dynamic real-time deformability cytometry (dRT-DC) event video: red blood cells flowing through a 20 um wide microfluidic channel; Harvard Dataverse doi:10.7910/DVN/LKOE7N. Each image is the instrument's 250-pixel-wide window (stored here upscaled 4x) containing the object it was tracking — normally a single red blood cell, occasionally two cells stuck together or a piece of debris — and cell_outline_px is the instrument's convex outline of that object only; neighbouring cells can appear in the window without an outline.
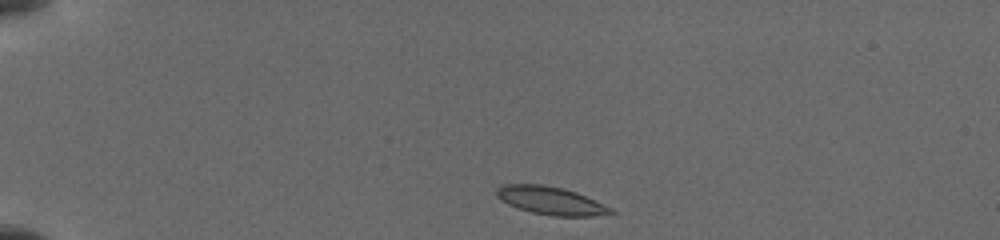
{"species": "common noctule bat (a hibernating species)", "species_latin": "Nyctalus noctula", "temperature_condition": "cold", "stored_images_in_passage": 18, "camera_frame_rate_fps": 3000, "um_per_image_px": 0.085, "animal": {"sex": "female", "body_mass_g": 19.5, "forearm_length_mm": 54.1}, "frame": {"image": 1, "passage_image": 1, "time_ms": 0.0, "image_size_px": [1000, 240], "cell_outline_px": [[616, 212], [592, 216], [552, 216], [532, 212], [508, 204], [500, 200], [496, 196], [496, 188], [504, 184], [544, 184], [564, 188], [576, 192], [612, 208]], "centroid_in_image_um": [46.79, 17.04], "position_along_channel_um": 38.2, "area_um2": 18.55}}
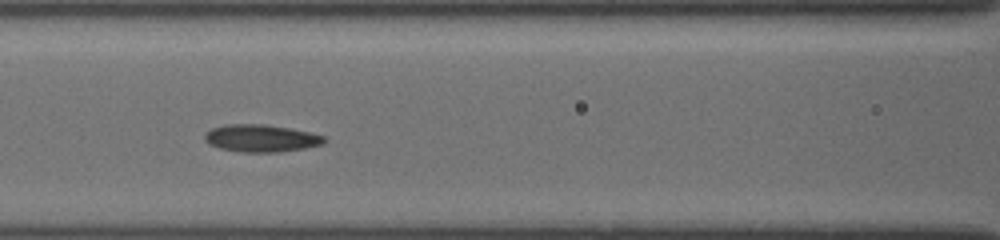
{"frame": {"image": 2, "passage_image": 8, "time_ms": 4.333, "image_size_px": [1000, 240], "cell_outline_px": [[328, 140], [324, 144], [304, 148], [280, 152], [240, 152], [220, 148], [208, 144], [204, 140], [204, 132], [212, 128], [224, 124], [264, 124], [288, 128], [328, 136]], "centroid_in_image_um": [22.19, 11.75], "position_along_channel_um": 144.4, "area_um2": 19.31}}
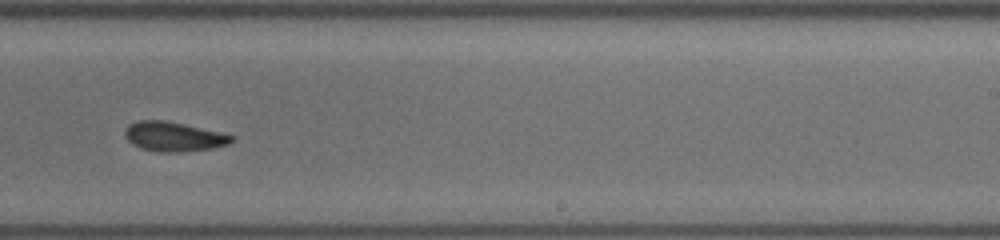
{"frame": {"image": 3, "passage_image": 16, "time_ms": 7.667, "image_size_px": [1000, 240], "cell_outline_px": [[236, 140], [228, 144], [212, 148], [180, 152], [160, 152], [144, 148], [132, 144], [124, 136], [124, 128], [128, 124], [136, 120], [164, 120], [184, 124], [220, 132], [236, 136]], "centroid_in_image_um": [14.76, 11.6], "position_along_channel_um": 274.2, "area_um2": 18.44}}